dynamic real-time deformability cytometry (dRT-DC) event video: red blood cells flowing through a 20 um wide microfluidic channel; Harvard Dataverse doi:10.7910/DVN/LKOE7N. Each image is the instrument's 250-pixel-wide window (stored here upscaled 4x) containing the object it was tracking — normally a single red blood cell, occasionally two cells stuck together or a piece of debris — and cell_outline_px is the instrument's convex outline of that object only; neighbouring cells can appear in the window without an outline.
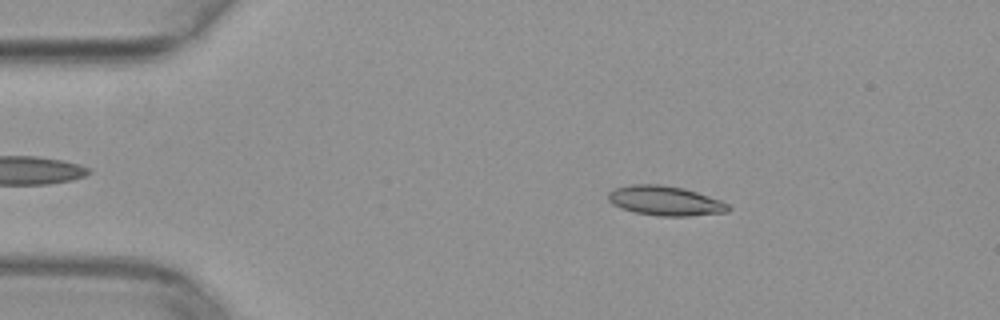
{"species": "common noctule bat (a hibernating species)", "species_latin": "Nyctalus noctula", "temperature_condition": "warm", "stored_images_in_passage": 42, "camera_frame_rate_fps": 3000, "um_per_image_px": 0.085, "animal": {"sex": "female", "body_mass_g": 29.2, "forearm_length_mm": 56.3}, "frame": {"image": 1, "passage_image": 8, "time_ms": 2.333, "image_size_px": [1000, 320], "cell_outline_px": [[732, 208], [728, 212], [688, 216], [656, 216], [636, 212], [620, 208], [612, 204], [608, 200], [608, 192], [612, 188], [632, 184], [660, 184], [684, 188], [720, 200], [728, 204]], "centroid_in_image_um": [56.51, 17.06], "position_along_channel_um": 28.5, "area_um2": 20.87}}
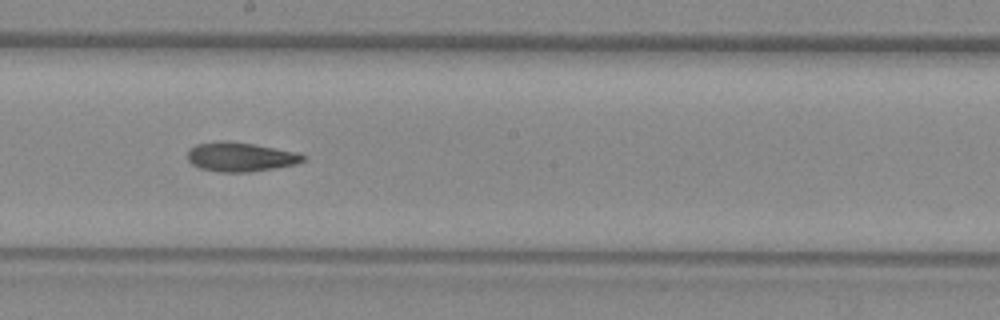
{"frame": {"image": 2, "passage_image": 27, "time_ms": 8.667, "image_size_px": [1000, 320], "cell_outline_px": [[304, 160], [296, 164], [248, 172], [220, 172], [200, 168], [192, 164], [188, 160], [188, 148], [196, 144], [220, 140], [228, 140], [252, 144], [296, 152], [304, 156]], "centroid_in_image_um": [20.37, 13.32], "position_along_channel_um": 227.8, "area_um2": 19.54}}
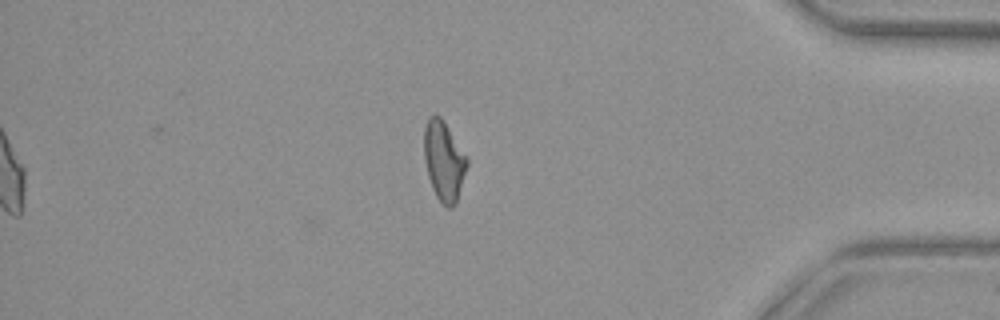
{"frame": {"image": 3, "passage_image": 42, "time_ms": 13.667, "image_size_px": [1000, 320], "cell_outline_px": [[468, 164], [456, 204], [452, 208], [448, 208], [436, 196], [432, 188], [428, 176], [424, 160], [424, 128], [428, 120], [432, 116], [440, 116], [468, 156]], "centroid_in_image_um": [37.74, 13.7], "position_along_channel_um": 397.5, "area_um2": 19.88}}